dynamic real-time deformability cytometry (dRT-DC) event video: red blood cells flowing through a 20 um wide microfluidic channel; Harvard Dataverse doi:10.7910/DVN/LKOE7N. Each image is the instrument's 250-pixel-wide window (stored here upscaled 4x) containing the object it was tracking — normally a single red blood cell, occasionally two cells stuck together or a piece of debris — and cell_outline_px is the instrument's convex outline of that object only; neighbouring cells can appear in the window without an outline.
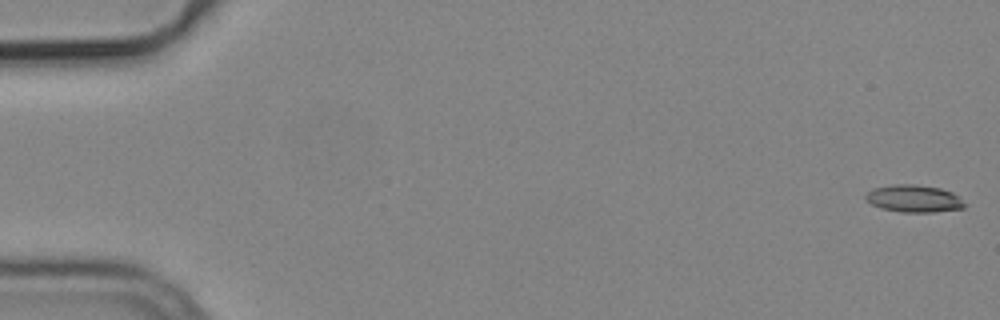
{"species": "common noctule bat (a hibernating species)", "species_latin": "Nyctalus noctula", "temperature_condition": "cold", "stored_images_in_passage": 5, "camera_frame_rate_fps": 3000, "um_per_image_px": 0.085, "animal": {"sex": "male", "body_mass_g": 19.2, "forearm_length_mm": 51.8}, "frame": {"image": 1, "passage_image": 1, "time_ms": 0.0, "image_size_px": [1000, 320], "cell_outline_px": [[968, 204], [964, 208], [932, 212], [900, 212], [880, 208], [872, 204], [864, 196], [872, 188], [892, 184], [916, 184], [940, 188], [952, 192], [960, 196]], "centroid_in_image_um": [77.72, 16.87], "position_along_channel_um": 7.3, "area_um2": 15.95}}
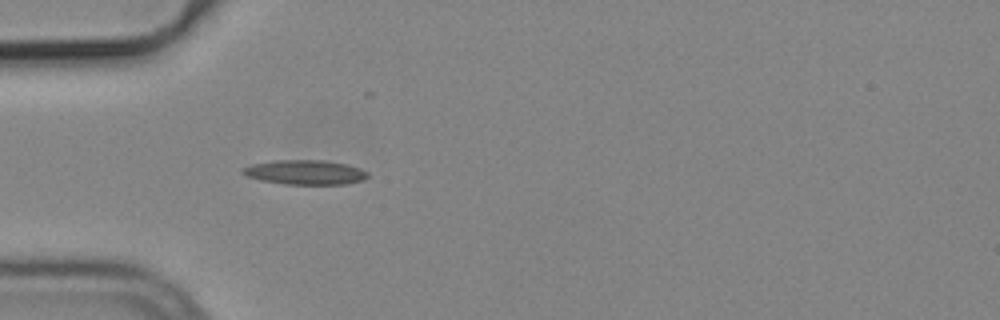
{"frame": {"image": 2, "passage_image": 5, "time_ms": 1.333, "image_size_px": [1000, 320], "cell_outline_px": [[368, 176], [364, 180], [344, 184], [284, 184], [260, 180], [244, 176], [240, 172], [244, 168], [252, 164], [272, 160], [324, 160], [348, 164], [360, 168], [368, 172]], "centroid_in_image_um": [25.92, 14.64], "position_along_channel_um": 59.1, "area_um2": 18.03}}